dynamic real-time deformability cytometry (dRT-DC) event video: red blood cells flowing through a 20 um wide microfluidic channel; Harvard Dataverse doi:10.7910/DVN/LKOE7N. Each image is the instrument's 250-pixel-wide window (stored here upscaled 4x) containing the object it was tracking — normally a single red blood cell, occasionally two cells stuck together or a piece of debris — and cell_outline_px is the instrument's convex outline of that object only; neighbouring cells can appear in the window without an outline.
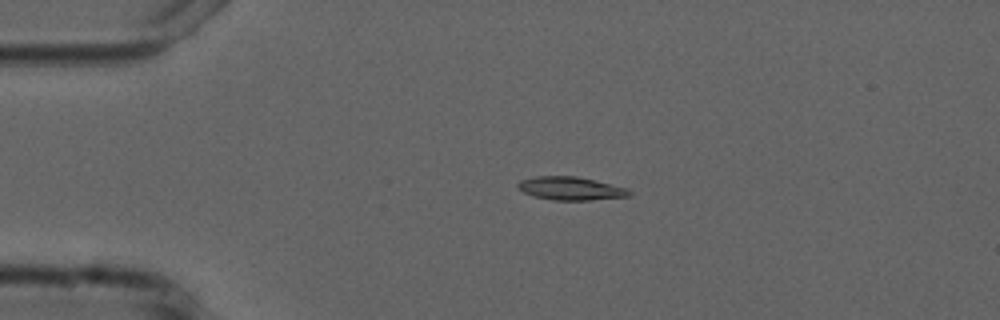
{"species": "common noctule bat (a hibernating species)", "species_latin": "Nyctalus noctula", "temperature_condition": "cold", "stored_images_in_passage": 5, "camera_frame_rate_fps": 3000, "um_per_image_px": 0.085, "animal": {"sex": "male", "forearm_length_mm": 52.5}, "frame": {"image": 1, "passage_image": 4, "time_ms": 3.667, "image_size_px": [1000, 320], "cell_outline_px": [[632, 196], [588, 200], [552, 200], [532, 196], [516, 188], [516, 184], [520, 180], [536, 176], [576, 176], [628, 188], [632, 192]], "centroid_in_image_um": [48.49, 16.02], "position_along_channel_um": 36.5, "area_um2": 15.2}}